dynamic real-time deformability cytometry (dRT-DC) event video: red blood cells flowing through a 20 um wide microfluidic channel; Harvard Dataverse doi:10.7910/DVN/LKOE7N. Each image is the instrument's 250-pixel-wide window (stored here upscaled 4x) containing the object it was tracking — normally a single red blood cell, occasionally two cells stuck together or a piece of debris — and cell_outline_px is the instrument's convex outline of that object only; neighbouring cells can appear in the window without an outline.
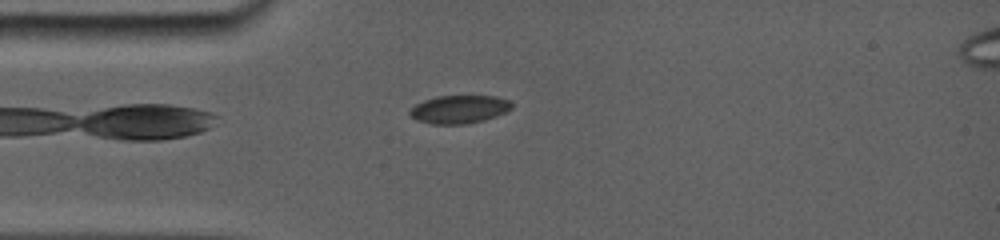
{"species": "common noctule bat (a hibernating species)", "species_latin": "Nyctalus noctula", "temperature_condition": "room temperature", "stored_images_in_passage": 32, "camera_frame_rate_fps": 5000, "um_per_image_px": 0.085, "animal": {"sex": "female", "body_mass_g": 19.0, "forearm_length_mm": 56.7}, "frame": {"image": 1, "passage_image": 5, "time_ms": 1.0, "image_size_px": [1000, 240], "cell_outline_px": [[512, 108], [496, 116], [464, 124], [432, 124], [420, 120], [412, 116], [408, 112], [416, 104], [424, 100], [436, 96], [496, 96], [508, 100], [512, 104]], "centroid_in_image_um": [39.03, 9.28], "position_along_channel_um": 46.0, "area_um2": 16.36}}
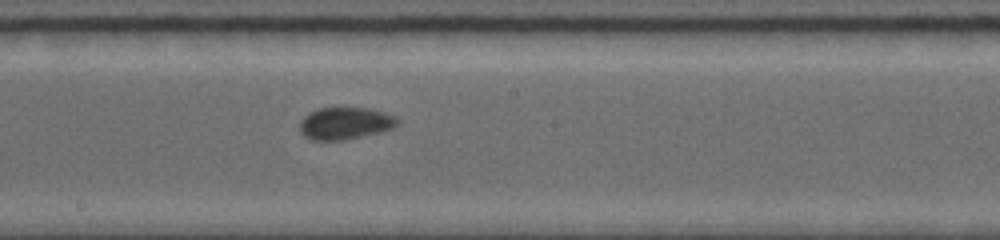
{"frame": {"image": 2, "passage_image": 17, "time_ms": 5.8, "image_size_px": [1000, 240], "cell_outline_px": [[400, 120], [392, 128], [344, 140], [312, 140], [304, 136], [300, 132], [300, 120], [308, 112], [316, 108], [368, 108], [384, 112], [396, 116]], "centroid_in_image_um": [29.29, 10.47], "position_along_channel_um": 218.9, "area_um2": 18.21}}
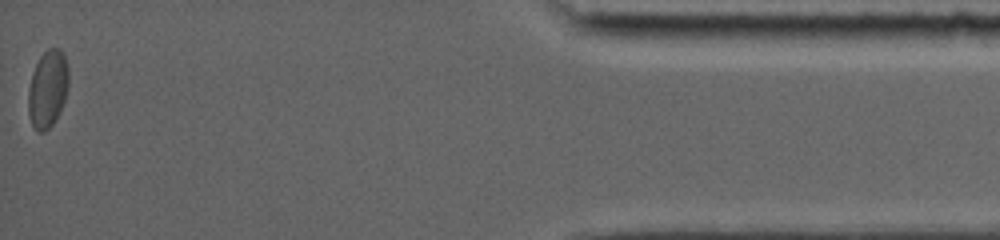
{"frame": {"image": 3, "passage_image": 32, "time_ms": 13.2, "image_size_px": [1000, 240], "cell_outline_px": [[68, 88], [60, 112], [52, 124], [44, 132], [36, 132], [32, 124], [28, 112], [28, 88], [32, 72], [40, 56], [48, 48], [60, 48], [64, 56], [68, 68]], "centroid_in_image_um": [4.04, 7.56], "position_along_channel_um": 431.2, "area_um2": 18.26}, "authors_computed_cell_mechanics": {"area_um2": 17.6001, "velocity_mm_per_s": 3.8238, "shape_relaxation_time_tau1_ms": 2.5541, "shape_relaxation_time_tau2_ms": null, "deformation_change_tau1": 0.0516, "deformation_change_tau2": null}}